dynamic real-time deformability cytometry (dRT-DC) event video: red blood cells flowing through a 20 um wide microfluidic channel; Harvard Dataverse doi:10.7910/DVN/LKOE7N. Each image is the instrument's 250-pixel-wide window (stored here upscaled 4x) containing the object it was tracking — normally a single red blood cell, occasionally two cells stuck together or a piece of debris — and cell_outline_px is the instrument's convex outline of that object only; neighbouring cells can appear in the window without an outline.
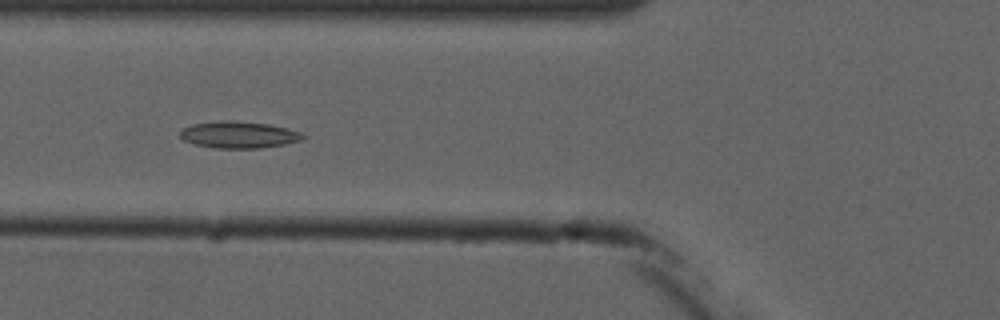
{"species": "common noctule bat (a hibernating species)", "species_latin": "Nyctalus noctula", "temperature_condition": "cold", "stored_images_in_passage": 8, "camera_frame_rate_fps": 3000, "um_per_image_px": 0.085, "animal": {"sex": "male", "forearm_length_mm": 52.5}, "frame": {"image": 1, "passage_image": 7, "time_ms": 6.667, "image_size_px": [1000, 320], "cell_outline_px": [[308, 136], [304, 140], [284, 144], [260, 148], [216, 148], [196, 144], [184, 140], [180, 136], [180, 132], [184, 128], [192, 124], [220, 120], [232, 120], [268, 124], [288, 128], [304, 132]], "centroid_in_image_um": [20.38, 11.44], "position_along_channel_um": 105.4, "area_um2": 19.31}}
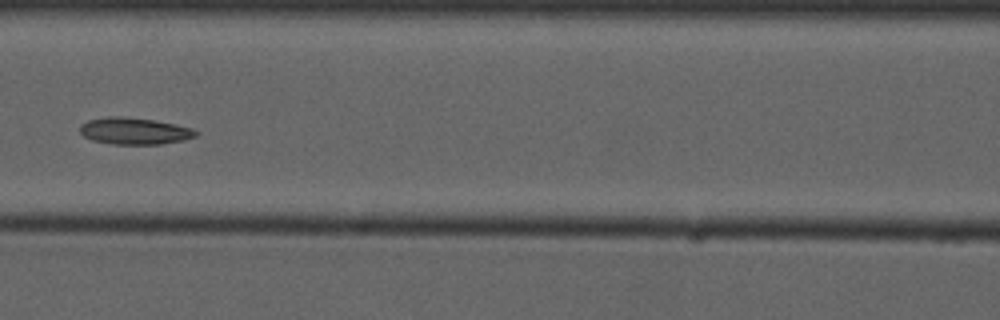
{"frame": {"image": 2, "passage_image": 8, "time_ms": 8.0, "image_size_px": [1000, 320], "cell_outline_px": [[200, 132], [196, 136], [184, 140], [160, 144], [112, 144], [92, 140], [84, 136], [80, 132], [80, 124], [88, 120], [108, 116], [120, 116], [152, 120], [176, 124], [192, 128]], "centroid_in_image_um": [11.43, 11.13], "position_along_channel_um": 155.2, "area_um2": 18.09}}